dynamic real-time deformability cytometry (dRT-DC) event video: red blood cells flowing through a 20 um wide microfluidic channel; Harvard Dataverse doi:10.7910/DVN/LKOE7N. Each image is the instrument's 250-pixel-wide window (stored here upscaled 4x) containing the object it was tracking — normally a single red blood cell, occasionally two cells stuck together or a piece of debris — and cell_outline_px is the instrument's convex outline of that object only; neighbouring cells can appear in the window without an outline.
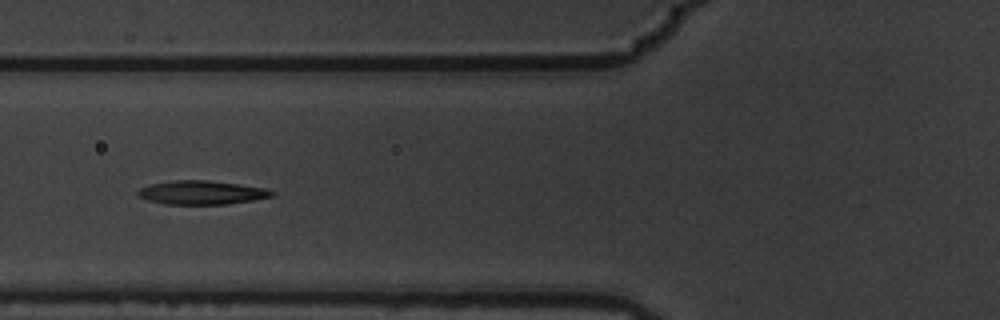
{"species": "common noctule bat (a hibernating species)", "species_latin": "Nyctalus noctula", "temperature_condition": "warm", "stored_images_in_passage": 15, "camera_frame_rate_fps": 3000, "um_per_image_px": 0.085, "animal": {"sex": "male", "body_mass_g": 19.5, "forearm_length_mm": 54.6}, "frame": {"image": 1, "passage_image": 6, "time_ms": 1.667, "image_size_px": [1000, 320], "cell_outline_px": [[276, 192], [272, 196], [252, 200], [228, 204], [164, 204], [148, 200], [136, 196], [136, 192], [140, 188], [152, 184], [172, 180], [208, 180], [240, 184], [264, 188]], "centroid_in_image_um": [17.11, 16.36], "position_along_channel_um": 108.7, "area_um2": 18.55}}
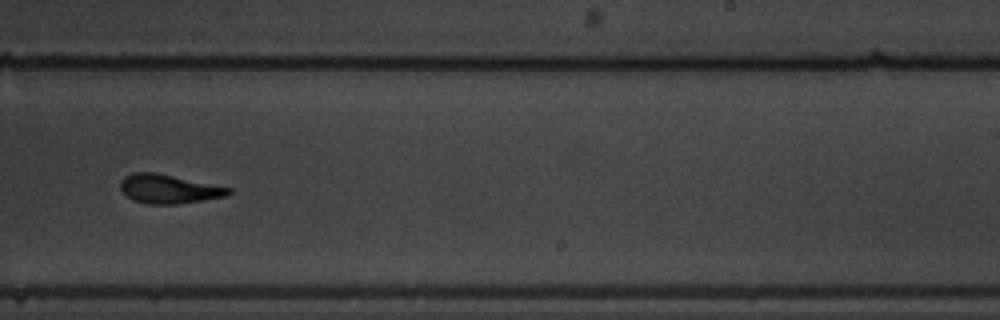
{"frame": {"image": 2, "passage_image": 10, "time_ms": 3.0, "image_size_px": [1000, 320], "cell_outline_px": [[232, 192], [224, 196], [180, 204], [148, 204], [132, 200], [120, 188], [120, 180], [124, 176], [132, 172], [156, 172], [232, 188]], "centroid_in_image_um": [14.31, 16.05], "position_along_channel_um": 274.7, "area_um2": 18.26}}
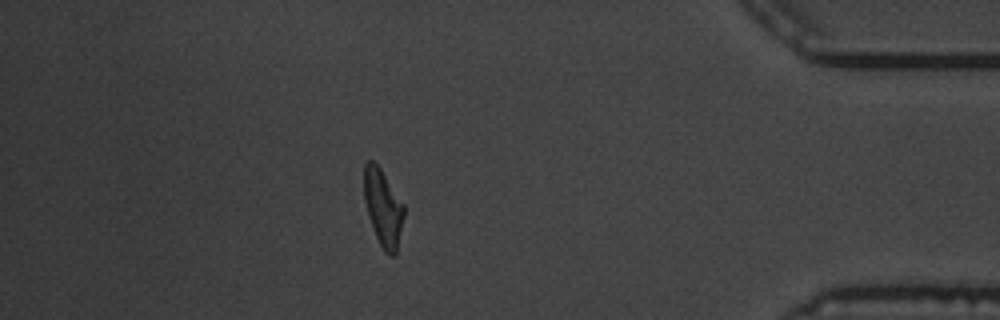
{"frame": {"image": 3, "passage_image": 14, "time_ms": 4.333, "image_size_px": [1000, 320], "cell_outline_px": [[404, 216], [396, 252], [392, 256], [388, 256], [384, 252], [376, 236], [368, 216], [364, 200], [364, 164], [368, 160], [372, 160], [380, 168], [404, 204]], "centroid_in_image_um": [32.55, 17.65], "position_along_channel_um": 402.6, "area_um2": 17.74}}